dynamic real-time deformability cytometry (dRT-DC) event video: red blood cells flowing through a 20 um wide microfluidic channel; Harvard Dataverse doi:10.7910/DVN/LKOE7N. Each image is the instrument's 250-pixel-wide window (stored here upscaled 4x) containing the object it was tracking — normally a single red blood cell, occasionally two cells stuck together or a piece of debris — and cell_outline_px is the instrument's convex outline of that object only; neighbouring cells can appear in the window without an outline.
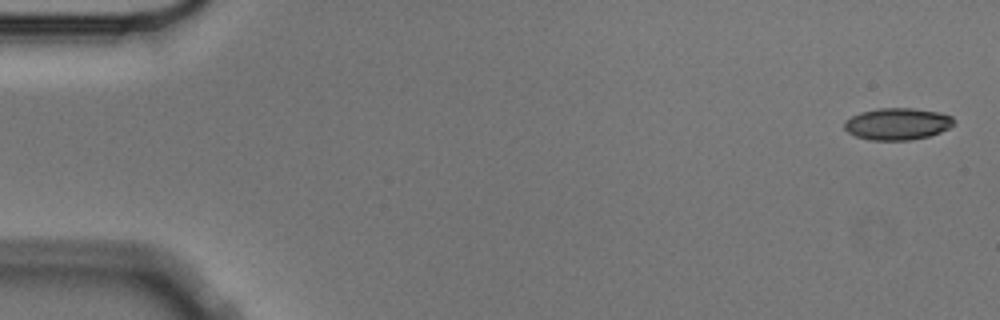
{"species": "Egyptian fruit bat (a non-hibernating species)", "species_latin": "Rousettus aegyptiacus", "temperature_condition": "cold", "stored_images_in_passage": 5, "camera_frame_rate_fps": 3000, "um_per_image_px": 0.085, "animal": {"sex": "male"}, "frame": {"image": 1, "passage_image": 1, "time_ms": 0.0, "image_size_px": [1000, 320], "cell_outline_px": [[956, 124], [940, 132], [928, 136], [908, 140], [868, 140], [856, 136], [848, 132], [844, 128], [844, 120], [860, 112], [880, 108], [912, 108], [940, 112], [952, 116]], "centroid_in_image_um": [76.28, 10.52], "position_along_channel_um": 8.7, "area_um2": 20.4}}